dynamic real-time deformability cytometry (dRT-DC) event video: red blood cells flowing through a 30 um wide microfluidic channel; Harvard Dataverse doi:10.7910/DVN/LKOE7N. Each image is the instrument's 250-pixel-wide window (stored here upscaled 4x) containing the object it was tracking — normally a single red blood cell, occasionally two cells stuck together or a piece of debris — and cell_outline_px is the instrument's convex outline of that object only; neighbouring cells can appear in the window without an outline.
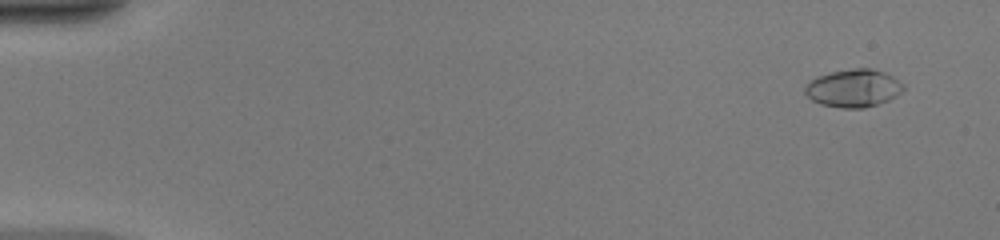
{"species": "common noctule bat (a hibernating species)", "species_latin": "Nyctalus noctula", "temperature_condition": "warm", "stored_images_in_passage": 51, "camera_frame_rate_fps": 3000, "um_per_image_px": 0.085, "animal": {"sex": "female", "body_mass_g": 20.0, "forearm_length_mm": 54.0}, "frame": {"image": 1, "passage_image": 4, "time_ms": 1.0, "image_size_px": [1000, 240], "cell_outline_px": [[904, 88], [896, 96], [888, 100], [864, 108], [840, 108], [820, 104], [812, 100], [804, 92], [804, 88], [816, 76], [832, 72], [852, 68], [872, 68], [884, 72], [892, 76], [904, 84]], "centroid_in_image_um": [72.54, 7.49], "position_along_channel_um": 12.5, "area_um2": 21.62}}
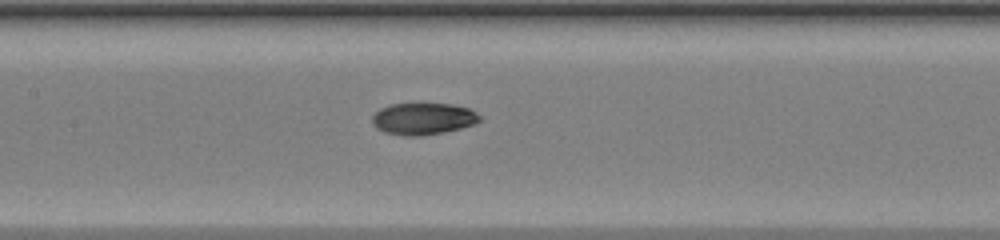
{"frame": {"image": 2, "passage_image": 26, "time_ms": 8.333, "image_size_px": [1000, 240], "cell_outline_px": [[480, 120], [472, 124], [460, 128], [444, 132], [424, 136], [404, 136], [384, 132], [376, 128], [372, 124], [372, 116], [380, 108], [388, 104], [452, 104], [468, 108], [476, 112], [480, 116]], "centroid_in_image_um": [35.92, 10.1], "position_along_channel_um": 171.5, "area_um2": 19.94}}
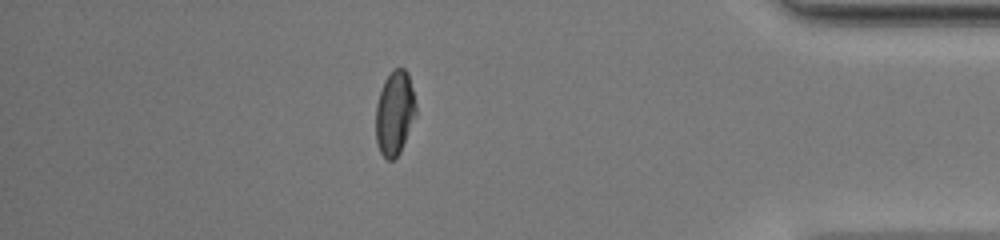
{"frame": {"image": 3, "passage_image": 45, "time_ms": 14.667, "image_size_px": [1000, 240], "cell_outline_px": [[416, 116], [400, 152], [392, 160], [388, 160], [380, 152], [376, 144], [376, 104], [384, 80], [392, 68], [404, 68], [408, 72], [416, 104]], "centroid_in_image_um": [33.55, 9.58], "position_along_channel_um": 401.7, "area_um2": 19.83}, "authors_computed_cell_mechanics": {"area_um2": 20.4034, "velocity_mm_per_s": 4.1799, "shape_relaxation_time_tau1_ms": 8.3461, "shape_relaxation_time_tau2_ms": 1.6381, "deformation_change_tau1": 0.2919, "deformation_change_tau2": 0.0481}}